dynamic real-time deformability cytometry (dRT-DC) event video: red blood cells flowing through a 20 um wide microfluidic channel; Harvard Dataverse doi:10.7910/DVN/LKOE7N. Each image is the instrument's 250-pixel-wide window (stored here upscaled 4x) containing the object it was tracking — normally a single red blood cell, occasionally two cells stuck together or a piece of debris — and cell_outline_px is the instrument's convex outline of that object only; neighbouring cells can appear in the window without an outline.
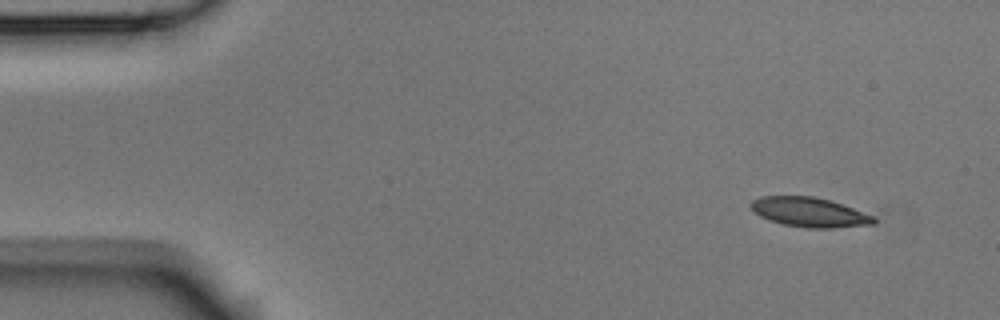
{"species": "Egyptian fruit bat (a non-hibernating species)", "species_latin": "Rousettus aegyptiacus", "temperature_condition": "room temperature", "stored_images_in_passage": 4, "camera_frame_rate_fps": 3000, "um_per_image_px": 0.085, "animal": {"sex": "male"}, "frame": {"image": 1, "passage_image": 1, "time_ms": 0.0, "image_size_px": [1000, 320], "cell_outline_px": [[876, 224], [832, 228], [808, 228], [784, 224], [768, 220], [760, 216], [748, 204], [752, 200], [760, 196], [812, 196], [828, 200], [876, 216]], "centroid_in_image_um": [68.81, 18.04], "position_along_channel_um": 16.2, "area_um2": 21.1}}